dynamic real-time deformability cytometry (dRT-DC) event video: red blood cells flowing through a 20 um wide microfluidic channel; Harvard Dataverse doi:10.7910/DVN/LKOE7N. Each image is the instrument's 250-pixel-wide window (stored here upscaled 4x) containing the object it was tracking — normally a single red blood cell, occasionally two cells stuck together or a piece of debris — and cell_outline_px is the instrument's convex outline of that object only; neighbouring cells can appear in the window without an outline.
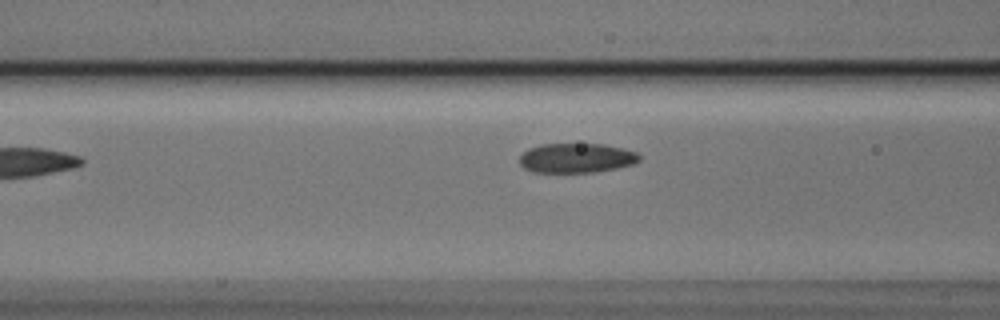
{"species": "Egyptian fruit bat (a non-hibernating species)", "species_latin": "Rousettus aegyptiacus", "temperature_condition": "cold", "stored_images_in_passage": 5, "segment_of_instrument_passage": [2, 2], "camera_frame_rate_fps": 3000, "um_per_image_px": 0.085, "animal": {"sex": "male"}, "frame": {"image": 1, "passage_image": 5, "time_ms": 1.333, "image_size_px": [1000, 320], "cell_outline_px": [[640, 160], [632, 164], [616, 168], [596, 172], [532, 172], [524, 168], [520, 164], [520, 156], [528, 148], [540, 144], [604, 144], [624, 148], [636, 152], [640, 156]], "centroid_in_image_um": [48.99, 13.43], "position_along_channel_um": 117.6, "area_um2": 20.69}}